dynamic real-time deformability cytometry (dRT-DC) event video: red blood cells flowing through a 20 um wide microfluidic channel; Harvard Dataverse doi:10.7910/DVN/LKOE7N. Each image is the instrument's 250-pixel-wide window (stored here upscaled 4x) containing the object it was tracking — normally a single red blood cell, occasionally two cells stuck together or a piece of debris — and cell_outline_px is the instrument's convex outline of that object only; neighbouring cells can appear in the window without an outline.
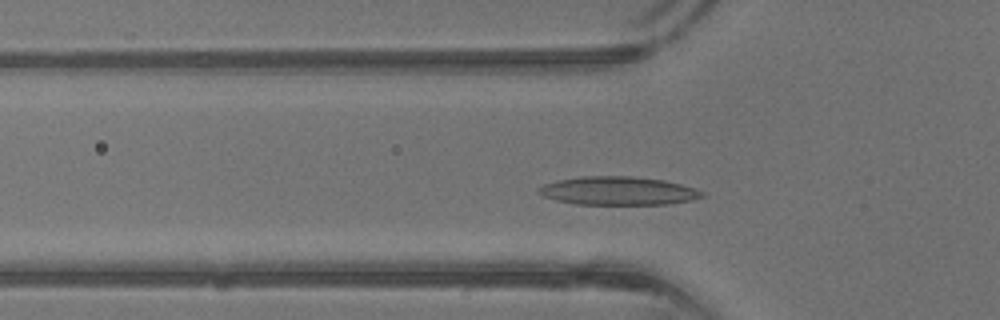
{"species": "common noctule bat (a hibernating species)", "species_latin": "Nyctalus noctula", "temperature_condition": "warm", "stored_images_in_passage": 37, "camera_frame_rate_fps": 3000, "um_per_image_px": 0.085, "animal": {"sex": "male", "body_mass_g": 13.3}, "frame": {"image": 1, "passage_image": 9, "time_ms": 2.667, "image_size_px": [1000, 320], "cell_outline_px": [[708, 196], [692, 200], [668, 204], [576, 204], [556, 200], [544, 196], [536, 192], [536, 188], [544, 184], [560, 180], [584, 176], [632, 176], [664, 180], [696, 188], [704, 192]], "centroid_in_image_um": [52.58, 16.22], "position_along_channel_um": 73.2, "area_um2": 27.11}}
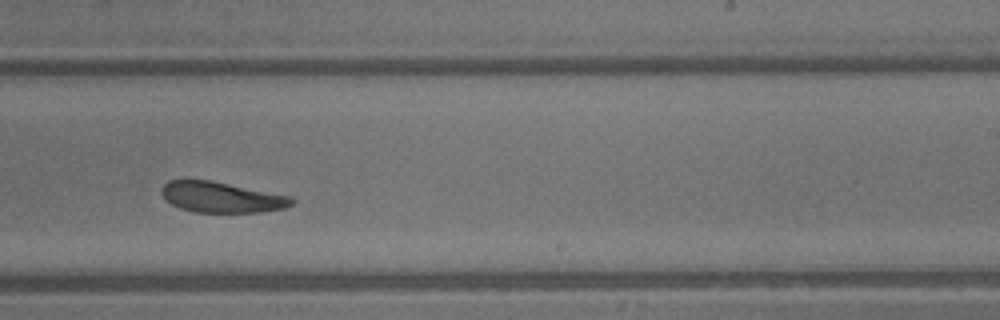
{"frame": {"image": 2, "passage_image": 21, "time_ms": 6.667, "image_size_px": [1000, 320], "cell_outline_px": [[296, 200], [292, 204], [284, 208], [260, 212], [192, 212], [180, 208], [164, 200], [160, 192], [160, 188], [168, 180], [212, 180], [292, 196]], "centroid_in_image_um": [18.81, 16.76], "position_along_channel_um": 270.2, "area_um2": 23.52}}
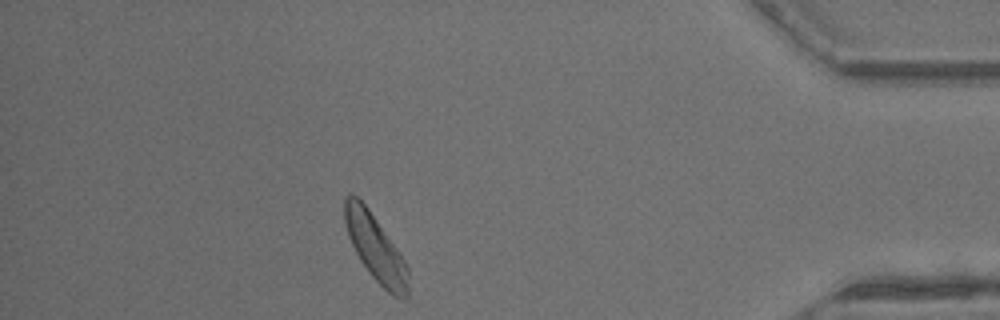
{"frame": {"image": 3, "passage_image": 32, "time_ms": 10.333, "image_size_px": [1000, 320], "cell_outline_px": [[408, 300], [400, 300], [392, 296], [372, 276], [360, 260], [348, 236], [344, 220], [344, 196], [348, 192], [352, 192], [368, 208], [400, 252], [408, 268]], "centroid_in_image_um": [31.92, 21.08], "position_along_channel_um": 403.3, "area_um2": 24.74}}